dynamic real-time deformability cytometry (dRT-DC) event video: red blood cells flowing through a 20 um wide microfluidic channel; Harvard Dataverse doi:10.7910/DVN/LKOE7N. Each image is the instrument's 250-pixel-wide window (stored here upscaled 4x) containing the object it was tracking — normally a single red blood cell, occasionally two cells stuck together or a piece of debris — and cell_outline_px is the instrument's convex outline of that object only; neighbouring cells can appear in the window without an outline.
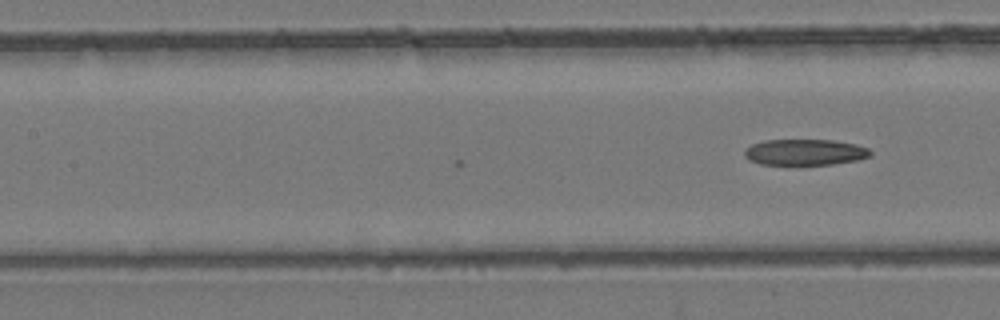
{"species": "common noctule bat (a hibernating species)", "species_latin": "Nyctalus noctula", "temperature_condition": "room temperature", "stored_images_in_passage": 20, "camera_frame_rate_fps": 3000, "um_per_image_px": 0.085, "animal": {"sex": "female", "body_mass_g": 24.6, "forearm_length_mm": 56.2}, "frame": {"image": 1, "passage_image": 20, "time_ms": 6.333, "image_size_px": [1000, 320], "cell_outline_px": [[872, 156], [856, 160], [832, 164], [760, 164], [748, 160], [744, 156], [744, 152], [752, 144], [764, 140], [832, 140], [856, 144], [868, 148], [872, 152]], "centroid_in_image_um": [68.43, 12.93], "position_along_channel_um": 139.0, "area_um2": 19.02}}